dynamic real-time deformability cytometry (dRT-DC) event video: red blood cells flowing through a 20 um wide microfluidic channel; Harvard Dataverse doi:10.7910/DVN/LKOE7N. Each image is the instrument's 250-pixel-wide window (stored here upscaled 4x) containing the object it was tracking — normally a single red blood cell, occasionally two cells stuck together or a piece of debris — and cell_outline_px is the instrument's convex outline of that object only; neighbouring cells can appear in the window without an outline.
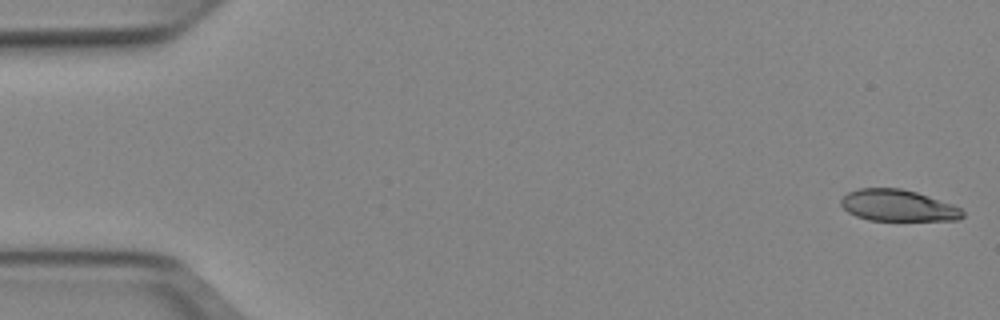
{"species": "Egyptian fruit bat (a non-hibernating species)", "species_latin": "Rousettus aegyptiacus", "temperature_condition": "cold", "stored_images_in_passage": 51, "camera_frame_rate_fps": 3000, "um_per_image_px": 0.085, "animal": {"sex": "female"}, "frame": {"image": 1, "passage_image": 1, "time_ms": 0.0, "image_size_px": [1000, 320], "cell_outline_px": [[964, 216], [960, 220], [868, 220], [856, 216], [848, 212], [840, 204], [840, 200], [848, 192], [860, 188], [900, 188], [916, 192], [952, 204], [960, 208], [964, 212]], "centroid_in_image_um": [76.32, 17.47], "position_along_channel_um": 8.7, "area_um2": 22.25}}
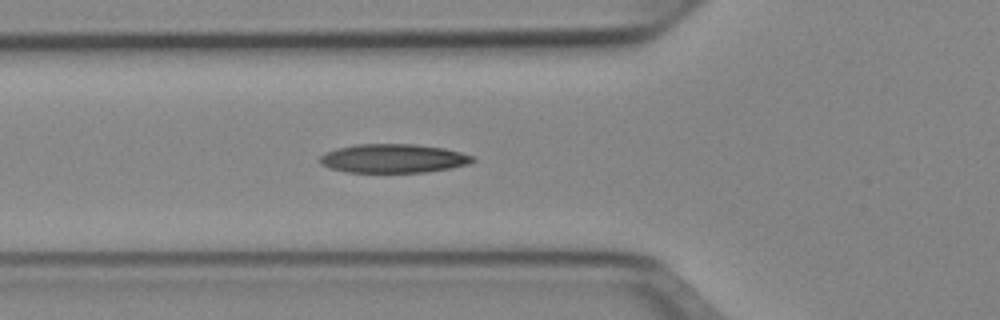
{"frame": {"image": 2, "passage_image": 18, "time_ms": 5.667, "image_size_px": [1000, 320], "cell_outline_px": [[476, 160], [468, 164], [448, 168], [424, 172], [348, 172], [328, 168], [320, 164], [316, 160], [324, 152], [336, 148], [356, 144], [416, 144], [444, 148], [460, 152], [472, 156]], "centroid_in_image_um": [33.35, 13.46], "position_along_channel_um": 92.4, "area_um2": 25.78}}
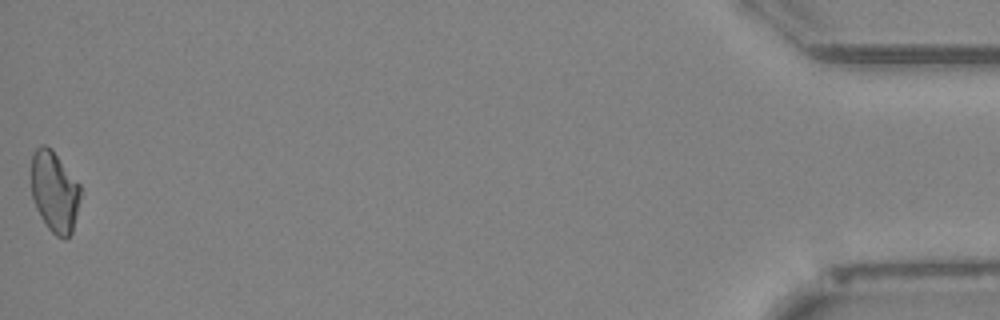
{"frame": {"image": 3, "passage_image": 51, "time_ms": 16.667, "image_size_px": [1000, 320], "cell_outline_px": [[80, 196], [72, 232], [64, 240], [56, 236], [48, 228], [40, 216], [36, 208], [32, 196], [32, 152], [40, 144], [44, 144], [52, 148], [80, 184]], "centroid_in_image_um": [4.63, 16.26], "position_along_channel_um": 430.6, "area_um2": 23.24}, "authors_computed_cell_mechanics": {"area_um2": 24.1604, "velocity_mm_per_s": 3.9409, "shape_relaxation_time_tau1_ms": 9.7668, "shape_relaxation_time_tau2_ms": 6.5564, "deformation_change_tau1": 0.2206, "deformation_change_tau2": 0.1554}}